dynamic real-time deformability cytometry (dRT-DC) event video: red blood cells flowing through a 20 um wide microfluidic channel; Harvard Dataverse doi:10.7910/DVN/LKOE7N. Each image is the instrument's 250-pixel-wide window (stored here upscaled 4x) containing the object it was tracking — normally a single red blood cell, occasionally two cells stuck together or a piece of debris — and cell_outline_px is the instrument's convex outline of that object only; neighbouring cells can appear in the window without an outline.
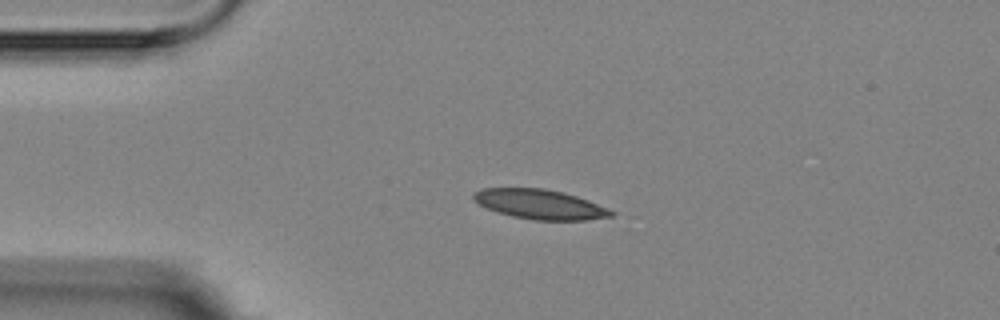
{"species": "Egyptian fruit bat (a non-hibernating species)", "species_latin": "Rousettus aegyptiacus", "temperature_condition": "room temperature", "stored_images_in_passage": 4, "camera_frame_rate_fps": 3000, "um_per_image_px": 0.085, "animal": {"sex": "female"}, "frame": {"image": 1, "passage_image": 3, "time_ms": 3.667, "image_size_px": [1000, 320], "cell_outline_px": [[616, 212], [612, 216], [584, 220], [532, 220], [512, 216], [496, 212], [480, 204], [472, 196], [480, 188], [544, 188], [564, 192], [588, 200], [608, 208]], "centroid_in_image_um": [45.91, 17.36], "position_along_channel_um": 39.1, "area_um2": 23.7}}